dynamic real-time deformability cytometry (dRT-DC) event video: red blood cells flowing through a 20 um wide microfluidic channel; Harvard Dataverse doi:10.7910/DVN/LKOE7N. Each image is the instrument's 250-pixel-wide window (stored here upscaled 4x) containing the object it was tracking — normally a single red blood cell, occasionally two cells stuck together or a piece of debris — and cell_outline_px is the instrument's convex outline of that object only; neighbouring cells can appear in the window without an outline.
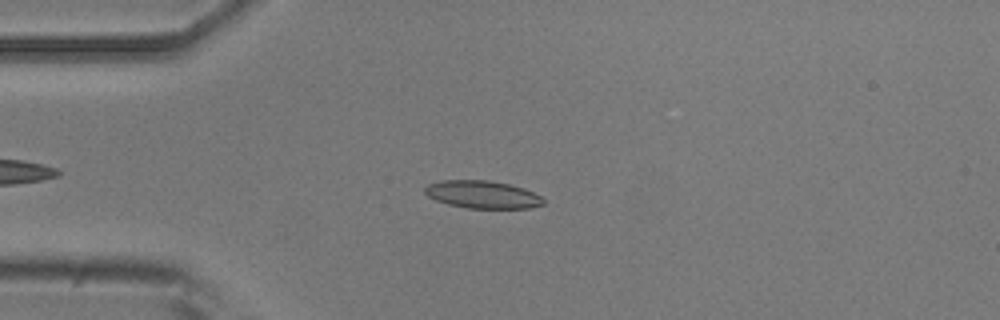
{"species": "common noctule bat (a hibernating species)", "species_latin": "Nyctalus noctula", "temperature_condition": "room temperature", "stored_images_in_passage": 7, "camera_frame_rate_fps": 3000, "um_per_image_px": 0.085, "animal": {"sex": "male", "body_mass_g": 20.5, "forearm_length_mm": 52.5}, "frame": {"image": 1, "passage_image": 4, "time_ms": 3.333, "image_size_px": [1000, 320], "cell_outline_px": [[544, 204], [528, 208], [468, 208], [448, 204], [436, 200], [428, 196], [424, 192], [424, 188], [428, 184], [440, 180], [488, 180], [508, 184], [524, 188], [540, 196], [544, 200]], "centroid_in_image_um": [40.98, 16.53], "position_along_channel_um": 44.0, "area_um2": 19.02}}
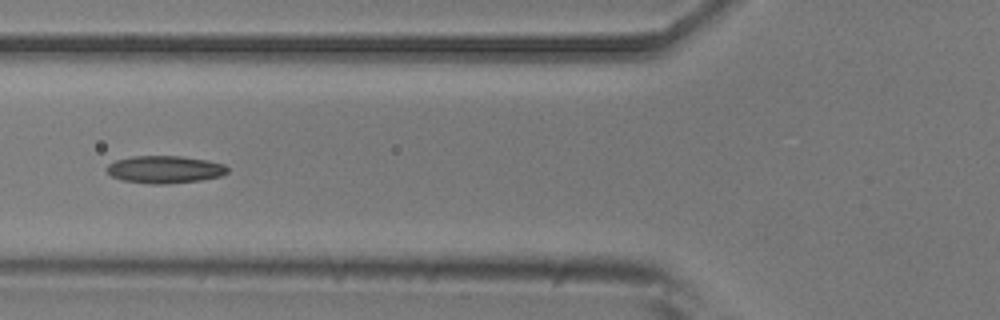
{"frame": {"image": 2, "passage_image": 6, "time_ms": 5.667, "image_size_px": [1000, 320], "cell_outline_px": [[228, 172], [220, 176], [200, 180], [164, 184], [152, 184], [124, 180], [112, 176], [108, 172], [108, 164], [116, 160], [132, 156], [180, 156], [208, 160], [224, 164], [228, 168]], "centroid_in_image_um": [14.03, 14.39], "position_along_channel_um": 111.8, "area_um2": 19.13}}
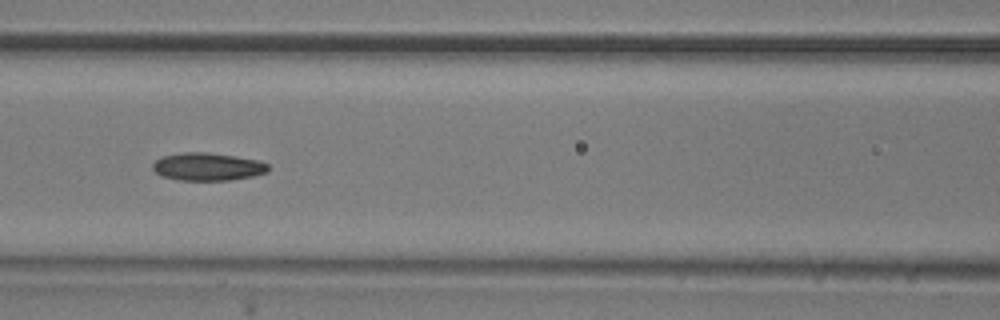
{"frame": {"image": 3, "passage_image": 7, "time_ms": 6.667, "image_size_px": [1000, 320], "cell_outline_px": [[268, 172], [252, 176], [228, 180], [176, 180], [160, 176], [152, 168], [152, 164], [156, 160], [164, 156], [184, 152], [208, 152], [236, 156], [256, 160], [268, 164]], "centroid_in_image_um": [17.62, 14.17], "position_along_channel_um": 149.0, "area_um2": 18.67}}